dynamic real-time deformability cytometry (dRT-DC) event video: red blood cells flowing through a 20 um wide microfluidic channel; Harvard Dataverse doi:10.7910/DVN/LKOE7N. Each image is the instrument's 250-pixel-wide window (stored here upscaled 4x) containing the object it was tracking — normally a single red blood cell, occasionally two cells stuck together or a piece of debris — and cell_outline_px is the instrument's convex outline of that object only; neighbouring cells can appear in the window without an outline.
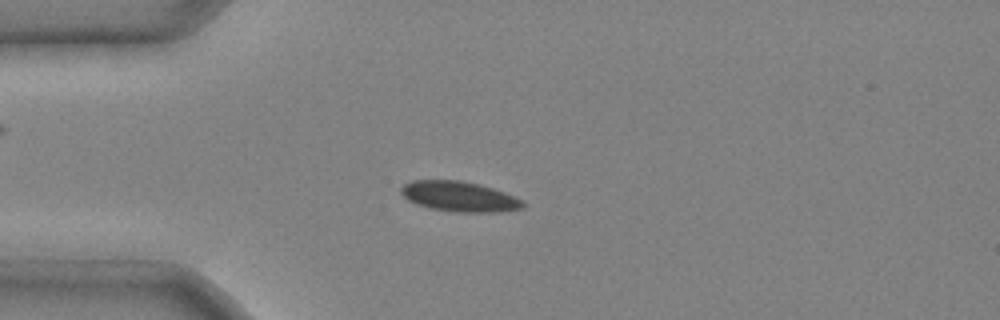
{"species": "common noctule bat (a hibernating species)", "species_latin": "Nyctalus noctula", "temperature_condition": "cold", "stored_images_in_passage": 4, "camera_frame_rate_fps": 3000, "um_per_image_px": 0.085, "animal": {"sex": "male", "body_mass_g": 20.4}, "frame": {"image": 1, "passage_image": 3, "time_ms": 0.667, "image_size_px": [1000, 320], "cell_outline_px": [[524, 208], [496, 212], [456, 212], [428, 208], [416, 204], [408, 200], [400, 192], [400, 188], [404, 184], [412, 180], [460, 180], [480, 184], [504, 192], [524, 200]], "centroid_in_image_um": [39.03, 16.7], "position_along_channel_um": 46.0, "area_um2": 21.56}}